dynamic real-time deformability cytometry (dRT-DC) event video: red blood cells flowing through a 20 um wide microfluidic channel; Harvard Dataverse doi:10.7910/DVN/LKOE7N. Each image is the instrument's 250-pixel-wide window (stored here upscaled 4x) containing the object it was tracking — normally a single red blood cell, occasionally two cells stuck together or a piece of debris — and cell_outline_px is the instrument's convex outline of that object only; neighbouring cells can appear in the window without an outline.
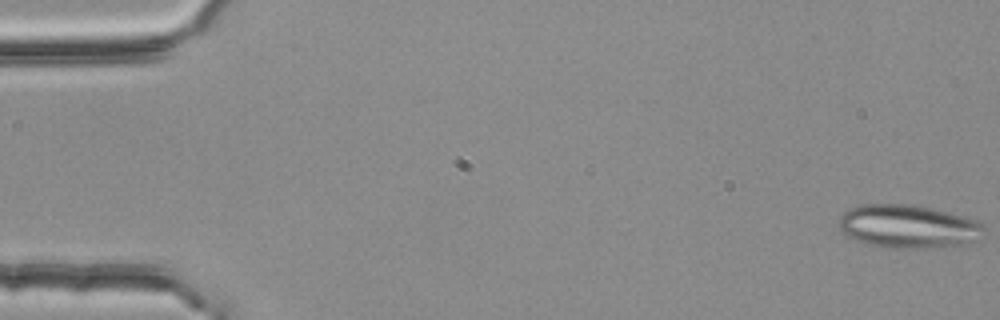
{"species": "common noctule bat (a hibernating species)", "species_latin": "Nyctalus noctula", "temperature_condition": "room temperature", "stored_images_in_passage": 5, "camera_frame_rate_fps": 3000, "um_per_image_px": 0.085, "animal": {"sex": "female", "body_mass_g": 25.1}, "frame": {"image": 1, "passage_image": 1, "time_ms": 0.0, "image_size_px": [1000, 320], "cell_outline_px": [[984, 228], [980, 240], [960, 248], [884, 248], [864, 244], [844, 236], [840, 228], [840, 216], [848, 208], [860, 204], [912, 204], [932, 208], [964, 216], [976, 220], [984, 224]], "centroid_in_image_um": [77.24, 19.28], "position_along_channel_um": 7.8, "area_um2": 37.86}}